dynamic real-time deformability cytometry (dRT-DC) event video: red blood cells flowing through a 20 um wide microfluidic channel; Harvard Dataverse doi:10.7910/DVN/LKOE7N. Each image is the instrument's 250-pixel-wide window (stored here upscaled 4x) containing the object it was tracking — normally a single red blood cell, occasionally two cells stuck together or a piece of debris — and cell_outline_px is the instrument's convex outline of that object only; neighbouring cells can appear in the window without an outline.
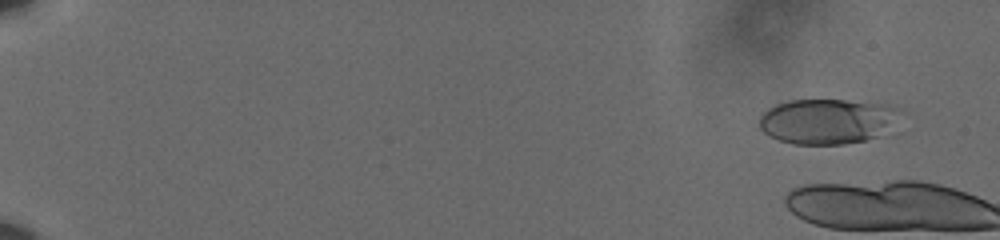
{"species": "human", "species_latin": "Homo sapiens", "temperature_condition": "cold", "stored_images_in_passage": 7, "camera_frame_rate_fps": 3000, "um_per_image_px": 0.085, "donor": {"sex": "male"}, "frame": {"image": 1, "passage_image": 5, "time_ms": 1.333, "image_size_px": [1000, 240], "cell_outline_px": [[900, 108], [876, 136], [864, 140], [844, 144], [792, 144], [768, 136], [760, 128], [760, 116], [768, 108], [776, 104], [788, 100], [844, 100], [888, 104]], "centroid_in_image_um": [70.17, 10.29], "position_along_channel_um": 14.8, "area_um2": 36.13}}